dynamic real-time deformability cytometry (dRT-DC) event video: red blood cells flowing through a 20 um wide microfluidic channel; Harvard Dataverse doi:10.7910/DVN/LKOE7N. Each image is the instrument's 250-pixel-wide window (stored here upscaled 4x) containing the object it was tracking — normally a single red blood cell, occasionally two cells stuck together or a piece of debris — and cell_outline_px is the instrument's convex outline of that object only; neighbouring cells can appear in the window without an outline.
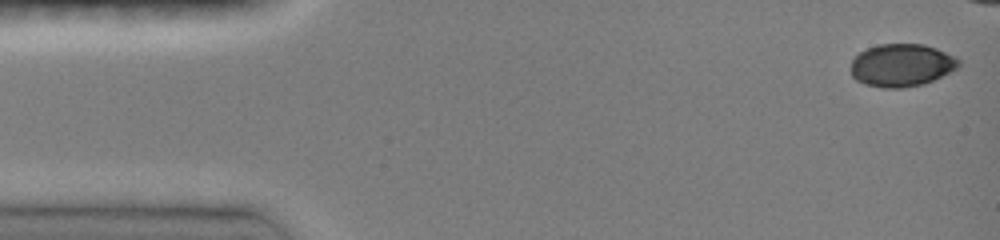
{"species": "common noctule bat (a hibernating species)", "species_latin": "Nyctalus noctula", "temperature_condition": "room temperature", "stored_images_in_passage": 19, "camera_frame_rate_fps": 3000, "um_per_image_px": 0.085, "animal": {"sex": "female", "body_mass_g": 19.0, "forearm_length_mm": 51.5}, "frame": {"image": 1, "passage_image": 1, "time_ms": 0.0, "image_size_px": [1000, 240], "cell_outline_px": [[960, 64], [956, 68], [924, 84], [900, 88], [880, 88], [864, 84], [856, 80], [852, 76], [852, 60], [860, 52], [868, 48], [880, 44], [924, 44], [936, 48], [960, 60]], "centroid_in_image_um": [76.6, 5.55], "position_along_channel_um": 8.4, "area_um2": 26.59}}
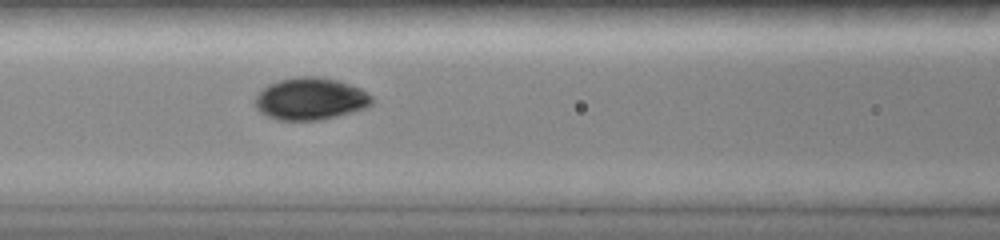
{"frame": {"image": 2, "passage_image": 15, "time_ms": 6.0, "image_size_px": [1000, 240], "cell_outline_px": [[372, 104], [368, 108], [320, 120], [276, 120], [260, 112], [256, 108], [256, 96], [268, 84], [280, 80], [296, 76], [316, 76], [336, 80], [360, 88], [372, 96]], "centroid_in_image_um": [26.4, 8.4], "position_along_channel_um": 140.2, "area_um2": 28.61}}